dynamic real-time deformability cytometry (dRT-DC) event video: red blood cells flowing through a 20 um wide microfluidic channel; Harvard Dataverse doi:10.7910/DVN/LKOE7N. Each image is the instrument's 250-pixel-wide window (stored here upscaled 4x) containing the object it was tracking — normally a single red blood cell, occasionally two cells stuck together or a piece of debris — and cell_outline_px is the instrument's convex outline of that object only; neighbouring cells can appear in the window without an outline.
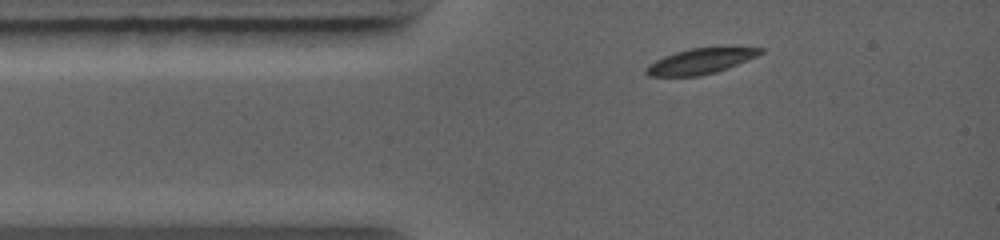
{"species": "common noctule bat (a hibernating species)", "species_latin": "Nyctalus noctula", "temperature_condition": "warm", "stored_images_in_passage": 2, "camera_frame_rate_fps": 5000, "um_per_image_px": 0.085, "animal": {"sex": "female", "body_mass_g": 19.0, "forearm_length_mm": 56.7}, "frame": {"image": 1, "passage_image": 1, "time_ms": 0.0, "image_size_px": [1000, 240], "cell_outline_px": [[764, 52], [748, 60], [728, 68], [716, 72], [700, 76], [648, 76], [644, 72], [644, 68], [648, 64], [664, 56], [676, 52], [692, 48], [764, 48]], "centroid_in_image_um": [59.49, 5.22], "position_along_channel_um": 25.5, "area_um2": 16.76}}